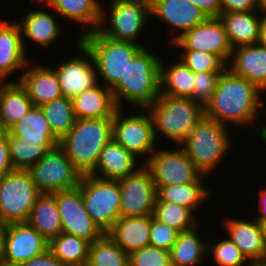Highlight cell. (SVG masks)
Here are the masks:
<instances>
[{
    "label": "cell",
    "instance_id": "cell-16",
    "mask_svg": "<svg viewBox=\"0 0 266 266\" xmlns=\"http://www.w3.org/2000/svg\"><path fill=\"white\" fill-rule=\"evenodd\" d=\"M76 46L79 54L52 66L58 77L62 96L68 98H73L99 83L91 53L79 40Z\"/></svg>",
    "mask_w": 266,
    "mask_h": 266
},
{
    "label": "cell",
    "instance_id": "cell-42",
    "mask_svg": "<svg viewBox=\"0 0 266 266\" xmlns=\"http://www.w3.org/2000/svg\"><path fill=\"white\" fill-rule=\"evenodd\" d=\"M129 266H171L170 251L151 245L128 254Z\"/></svg>",
    "mask_w": 266,
    "mask_h": 266
},
{
    "label": "cell",
    "instance_id": "cell-29",
    "mask_svg": "<svg viewBox=\"0 0 266 266\" xmlns=\"http://www.w3.org/2000/svg\"><path fill=\"white\" fill-rule=\"evenodd\" d=\"M160 61V94L193 100L195 73L179 58L167 64Z\"/></svg>",
    "mask_w": 266,
    "mask_h": 266
},
{
    "label": "cell",
    "instance_id": "cell-22",
    "mask_svg": "<svg viewBox=\"0 0 266 266\" xmlns=\"http://www.w3.org/2000/svg\"><path fill=\"white\" fill-rule=\"evenodd\" d=\"M39 6L50 7L57 16L68 19L67 22H76L77 24H86L81 31L83 36L89 32L98 30L102 17V1L100 0H36ZM42 3V4H41ZM46 5V6H45ZM88 25V27H87Z\"/></svg>",
    "mask_w": 266,
    "mask_h": 266
},
{
    "label": "cell",
    "instance_id": "cell-31",
    "mask_svg": "<svg viewBox=\"0 0 266 266\" xmlns=\"http://www.w3.org/2000/svg\"><path fill=\"white\" fill-rule=\"evenodd\" d=\"M27 223L47 241L62 233V223L54 194L41 193L32 207Z\"/></svg>",
    "mask_w": 266,
    "mask_h": 266
},
{
    "label": "cell",
    "instance_id": "cell-26",
    "mask_svg": "<svg viewBox=\"0 0 266 266\" xmlns=\"http://www.w3.org/2000/svg\"><path fill=\"white\" fill-rule=\"evenodd\" d=\"M150 228L151 215L120 217L107 234L129 254L149 245Z\"/></svg>",
    "mask_w": 266,
    "mask_h": 266
},
{
    "label": "cell",
    "instance_id": "cell-33",
    "mask_svg": "<svg viewBox=\"0 0 266 266\" xmlns=\"http://www.w3.org/2000/svg\"><path fill=\"white\" fill-rule=\"evenodd\" d=\"M199 227L179 233L170 250L171 266H200L207 255V241L199 235ZM198 231V232H197Z\"/></svg>",
    "mask_w": 266,
    "mask_h": 266
},
{
    "label": "cell",
    "instance_id": "cell-53",
    "mask_svg": "<svg viewBox=\"0 0 266 266\" xmlns=\"http://www.w3.org/2000/svg\"><path fill=\"white\" fill-rule=\"evenodd\" d=\"M5 223L0 219V251H1V245H2V240H3V232L5 228Z\"/></svg>",
    "mask_w": 266,
    "mask_h": 266
},
{
    "label": "cell",
    "instance_id": "cell-47",
    "mask_svg": "<svg viewBox=\"0 0 266 266\" xmlns=\"http://www.w3.org/2000/svg\"><path fill=\"white\" fill-rule=\"evenodd\" d=\"M20 266H67L55 257L48 249Z\"/></svg>",
    "mask_w": 266,
    "mask_h": 266
},
{
    "label": "cell",
    "instance_id": "cell-4",
    "mask_svg": "<svg viewBox=\"0 0 266 266\" xmlns=\"http://www.w3.org/2000/svg\"><path fill=\"white\" fill-rule=\"evenodd\" d=\"M145 109L151 116L156 140L162 136L174 146H180L205 116V107L194 100L161 94Z\"/></svg>",
    "mask_w": 266,
    "mask_h": 266
},
{
    "label": "cell",
    "instance_id": "cell-50",
    "mask_svg": "<svg viewBox=\"0 0 266 266\" xmlns=\"http://www.w3.org/2000/svg\"><path fill=\"white\" fill-rule=\"evenodd\" d=\"M257 44L266 48V16L262 17L260 23L259 38Z\"/></svg>",
    "mask_w": 266,
    "mask_h": 266
},
{
    "label": "cell",
    "instance_id": "cell-41",
    "mask_svg": "<svg viewBox=\"0 0 266 266\" xmlns=\"http://www.w3.org/2000/svg\"><path fill=\"white\" fill-rule=\"evenodd\" d=\"M177 57L194 73L223 72L227 68L218 55L206 51H181Z\"/></svg>",
    "mask_w": 266,
    "mask_h": 266
},
{
    "label": "cell",
    "instance_id": "cell-54",
    "mask_svg": "<svg viewBox=\"0 0 266 266\" xmlns=\"http://www.w3.org/2000/svg\"><path fill=\"white\" fill-rule=\"evenodd\" d=\"M9 83L2 75H0V93L2 89Z\"/></svg>",
    "mask_w": 266,
    "mask_h": 266
},
{
    "label": "cell",
    "instance_id": "cell-10",
    "mask_svg": "<svg viewBox=\"0 0 266 266\" xmlns=\"http://www.w3.org/2000/svg\"><path fill=\"white\" fill-rule=\"evenodd\" d=\"M40 194L27 170L13 169L0 177V219L5 224L27 222Z\"/></svg>",
    "mask_w": 266,
    "mask_h": 266
},
{
    "label": "cell",
    "instance_id": "cell-8",
    "mask_svg": "<svg viewBox=\"0 0 266 266\" xmlns=\"http://www.w3.org/2000/svg\"><path fill=\"white\" fill-rule=\"evenodd\" d=\"M135 109L136 113H129V116L122 112L125 108L116 109L113 115L112 139L144 164L155 148L157 149L158 141L147 109L141 108V111H139L140 108ZM141 157L142 160H140Z\"/></svg>",
    "mask_w": 266,
    "mask_h": 266
},
{
    "label": "cell",
    "instance_id": "cell-15",
    "mask_svg": "<svg viewBox=\"0 0 266 266\" xmlns=\"http://www.w3.org/2000/svg\"><path fill=\"white\" fill-rule=\"evenodd\" d=\"M53 194L61 218L63 233L85 238L91 243L105 234L85 209L79 186Z\"/></svg>",
    "mask_w": 266,
    "mask_h": 266
},
{
    "label": "cell",
    "instance_id": "cell-45",
    "mask_svg": "<svg viewBox=\"0 0 266 266\" xmlns=\"http://www.w3.org/2000/svg\"><path fill=\"white\" fill-rule=\"evenodd\" d=\"M258 10V0H221V12H249Z\"/></svg>",
    "mask_w": 266,
    "mask_h": 266
},
{
    "label": "cell",
    "instance_id": "cell-11",
    "mask_svg": "<svg viewBox=\"0 0 266 266\" xmlns=\"http://www.w3.org/2000/svg\"><path fill=\"white\" fill-rule=\"evenodd\" d=\"M27 171L39 192L48 194L78 187L82 177L60 145L51 148Z\"/></svg>",
    "mask_w": 266,
    "mask_h": 266
},
{
    "label": "cell",
    "instance_id": "cell-3",
    "mask_svg": "<svg viewBox=\"0 0 266 266\" xmlns=\"http://www.w3.org/2000/svg\"><path fill=\"white\" fill-rule=\"evenodd\" d=\"M112 136L113 118L76 119L59 145L74 167L82 175H88L95 170L101 151Z\"/></svg>",
    "mask_w": 266,
    "mask_h": 266
},
{
    "label": "cell",
    "instance_id": "cell-19",
    "mask_svg": "<svg viewBox=\"0 0 266 266\" xmlns=\"http://www.w3.org/2000/svg\"><path fill=\"white\" fill-rule=\"evenodd\" d=\"M223 218L225 235L240 249L248 262H262L266 251V239L260 224L251 218Z\"/></svg>",
    "mask_w": 266,
    "mask_h": 266
},
{
    "label": "cell",
    "instance_id": "cell-27",
    "mask_svg": "<svg viewBox=\"0 0 266 266\" xmlns=\"http://www.w3.org/2000/svg\"><path fill=\"white\" fill-rule=\"evenodd\" d=\"M76 119L113 118L117 106L112 91L99 83L72 98Z\"/></svg>",
    "mask_w": 266,
    "mask_h": 266
},
{
    "label": "cell",
    "instance_id": "cell-40",
    "mask_svg": "<svg viewBox=\"0 0 266 266\" xmlns=\"http://www.w3.org/2000/svg\"><path fill=\"white\" fill-rule=\"evenodd\" d=\"M207 255L214 259L216 266H245L248 263L240 249L225 235L215 244L207 241Z\"/></svg>",
    "mask_w": 266,
    "mask_h": 266
},
{
    "label": "cell",
    "instance_id": "cell-14",
    "mask_svg": "<svg viewBox=\"0 0 266 266\" xmlns=\"http://www.w3.org/2000/svg\"><path fill=\"white\" fill-rule=\"evenodd\" d=\"M117 181L121 189V217L153 215L157 188L149 169L144 164L132 174Z\"/></svg>",
    "mask_w": 266,
    "mask_h": 266
},
{
    "label": "cell",
    "instance_id": "cell-30",
    "mask_svg": "<svg viewBox=\"0 0 266 266\" xmlns=\"http://www.w3.org/2000/svg\"><path fill=\"white\" fill-rule=\"evenodd\" d=\"M34 106L19 82L9 81L0 93V130L8 131Z\"/></svg>",
    "mask_w": 266,
    "mask_h": 266
},
{
    "label": "cell",
    "instance_id": "cell-51",
    "mask_svg": "<svg viewBox=\"0 0 266 266\" xmlns=\"http://www.w3.org/2000/svg\"><path fill=\"white\" fill-rule=\"evenodd\" d=\"M265 102H263L262 106L260 107L259 110V117H261V114H265L266 115V109L263 107ZM265 109V110H264ZM260 129H255L254 131L257 132V134L260 135L262 142L266 145V125H262L261 127H259Z\"/></svg>",
    "mask_w": 266,
    "mask_h": 266
},
{
    "label": "cell",
    "instance_id": "cell-18",
    "mask_svg": "<svg viewBox=\"0 0 266 266\" xmlns=\"http://www.w3.org/2000/svg\"><path fill=\"white\" fill-rule=\"evenodd\" d=\"M150 18H159L168 24L171 45L186 31L205 21L208 16L189 0H149ZM178 31V32H177Z\"/></svg>",
    "mask_w": 266,
    "mask_h": 266
},
{
    "label": "cell",
    "instance_id": "cell-39",
    "mask_svg": "<svg viewBox=\"0 0 266 266\" xmlns=\"http://www.w3.org/2000/svg\"><path fill=\"white\" fill-rule=\"evenodd\" d=\"M86 266H129L128 253L105 233L90 244Z\"/></svg>",
    "mask_w": 266,
    "mask_h": 266
},
{
    "label": "cell",
    "instance_id": "cell-13",
    "mask_svg": "<svg viewBox=\"0 0 266 266\" xmlns=\"http://www.w3.org/2000/svg\"><path fill=\"white\" fill-rule=\"evenodd\" d=\"M47 241L27 222L5 225L0 251V261L8 266H20L48 250Z\"/></svg>",
    "mask_w": 266,
    "mask_h": 266
},
{
    "label": "cell",
    "instance_id": "cell-20",
    "mask_svg": "<svg viewBox=\"0 0 266 266\" xmlns=\"http://www.w3.org/2000/svg\"><path fill=\"white\" fill-rule=\"evenodd\" d=\"M29 64H32L31 61L26 65V70L15 78V82L26 90L34 106H42L62 96L58 77L50 65L40 63L32 67Z\"/></svg>",
    "mask_w": 266,
    "mask_h": 266
},
{
    "label": "cell",
    "instance_id": "cell-48",
    "mask_svg": "<svg viewBox=\"0 0 266 266\" xmlns=\"http://www.w3.org/2000/svg\"><path fill=\"white\" fill-rule=\"evenodd\" d=\"M206 13L208 17H218L221 14V0H189Z\"/></svg>",
    "mask_w": 266,
    "mask_h": 266
},
{
    "label": "cell",
    "instance_id": "cell-32",
    "mask_svg": "<svg viewBox=\"0 0 266 266\" xmlns=\"http://www.w3.org/2000/svg\"><path fill=\"white\" fill-rule=\"evenodd\" d=\"M60 140H24L8 131L9 157L13 169L28 170Z\"/></svg>",
    "mask_w": 266,
    "mask_h": 266
},
{
    "label": "cell",
    "instance_id": "cell-35",
    "mask_svg": "<svg viewBox=\"0 0 266 266\" xmlns=\"http://www.w3.org/2000/svg\"><path fill=\"white\" fill-rule=\"evenodd\" d=\"M90 244L85 238L62 232L49 241L48 249L67 266H86Z\"/></svg>",
    "mask_w": 266,
    "mask_h": 266
},
{
    "label": "cell",
    "instance_id": "cell-37",
    "mask_svg": "<svg viewBox=\"0 0 266 266\" xmlns=\"http://www.w3.org/2000/svg\"><path fill=\"white\" fill-rule=\"evenodd\" d=\"M40 107L53 134L61 140L74 126L76 121L72 98L60 96Z\"/></svg>",
    "mask_w": 266,
    "mask_h": 266
},
{
    "label": "cell",
    "instance_id": "cell-21",
    "mask_svg": "<svg viewBox=\"0 0 266 266\" xmlns=\"http://www.w3.org/2000/svg\"><path fill=\"white\" fill-rule=\"evenodd\" d=\"M21 17L23 18L21 23L18 22V25L21 30L23 45L27 52L26 39L29 40L28 42H32L43 49H48L63 33L62 25H59L55 11L47 12V9L44 10L42 8L31 9Z\"/></svg>",
    "mask_w": 266,
    "mask_h": 266
},
{
    "label": "cell",
    "instance_id": "cell-36",
    "mask_svg": "<svg viewBox=\"0 0 266 266\" xmlns=\"http://www.w3.org/2000/svg\"><path fill=\"white\" fill-rule=\"evenodd\" d=\"M13 136L24 140H59L52 132L40 106H33L9 130Z\"/></svg>",
    "mask_w": 266,
    "mask_h": 266
},
{
    "label": "cell",
    "instance_id": "cell-38",
    "mask_svg": "<svg viewBox=\"0 0 266 266\" xmlns=\"http://www.w3.org/2000/svg\"><path fill=\"white\" fill-rule=\"evenodd\" d=\"M195 214L197 212L177 203L156 201L153 216L181 233L198 227L200 220Z\"/></svg>",
    "mask_w": 266,
    "mask_h": 266
},
{
    "label": "cell",
    "instance_id": "cell-6",
    "mask_svg": "<svg viewBox=\"0 0 266 266\" xmlns=\"http://www.w3.org/2000/svg\"><path fill=\"white\" fill-rule=\"evenodd\" d=\"M78 40L91 53L98 80L110 89L124 75L128 62L146 47L143 44L113 40L99 30L80 36Z\"/></svg>",
    "mask_w": 266,
    "mask_h": 266
},
{
    "label": "cell",
    "instance_id": "cell-7",
    "mask_svg": "<svg viewBox=\"0 0 266 266\" xmlns=\"http://www.w3.org/2000/svg\"><path fill=\"white\" fill-rule=\"evenodd\" d=\"M109 2L108 9L102 5V17L98 30L113 40L139 44L137 43L138 37H141L144 28L147 29L145 24L151 17L149 0H113Z\"/></svg>",
    "mask_w": 266,
    "mask_h": 266
},
{
    "label": "cell",
    "instance_id": "cell-23",
    "mask_svg": "<svg viewBox=\"0 0 266 266\" xmlns=\"http://www.w3.org/2000/svg\"><path fill=\"white\" fill-rule=\"evenodd\" d=\"M227 68L266 92V48L259 44L234 48Z\"/></svg>",
    "mask_w": 266,
    "mask_h": 266
},
{
    "label": "cell",
    "instance_id": "cell-55",
    "mask_svg": "<svg viewBox=\"0 0 266 266\" xmlns=\"http://www.w3.org/2000/svg\"><path fill=\"white\" fill-rule=\"evenodd\" d=\"M245 266H266V262H248Z\"/></svg>",
    "mask_w": 266,
    "mask_h": 266
},
{
    "label": "cell",
    "instance_id": "cell-49",
    "mask_svg": "<svg viewBox=\"0 0 266 266\" xmlns=\"http://www.w3.org/2000/svg\"><path fill=\"white\" fill-rule=\"evenodd\" d=\"M259 194V211L258 215L254 217V219L260 224L262 221L266 220V188H261L258 192Z\"/></svg>",
    "mask_w": 266,
    "mask_h": 266
},
{
    "label": "cell",
    "instance_id": "cell-25",
    "mask_svg": "<svg viewBox=\"0 0 266 266\" xmlns=\"http://www.w3.org/2000/svg\"><path fill=\"white\" fill-rule=\"evenodd\" d=\"M139 163L134 155L112 139L102 149L91 175L106 180H119L141 167L143 163Z\"/></svg>",
    "mask_w": 266,
    "mask_h": 266
},
{
    "label": "cell",
    "instance_id": "cell-28",
    "mask_svg": "<svg viewBox=\"0 0 266 266\" xmlns=\"http://www.w3.org/2000/svg\"><path fill=\"white\" fill-rule=\"evenodd\" d=\"M260 12H221L218 16L224 25L231 46L234 48L257 44L259 38Z\"/></svg>",
    "mask_w": 266,
    "mask_h": 266
},
{
    "label": "cell",
    "instance_id": "cell-57",
    "mask_svg": "<svg viewBox=\"0 0 266 266\" xmlns=\"http://www.w3.org/2000/svg\"><path fill=\"white\" fill-rule=\"evenodd\" d=\"M264 261L266 262V251H265V255H264Z\"/></svg>",
    "mask_w": 266,
    "mask_h": 266
},
{
    "label": "cell",
    "instance_id": "cell-17",
    "mask_svg": "<svg viewBox=\"0 0 266 266\" xmlns=\"http://www.w3.org/2000/svg\"><path fill=\"white\" fill-rule=\"evenodd\" d=\"M172 45L182 51H206L218 55L228 64L233 47L219 17H208L201 24L186 31Z\"/></svg>",
    "mask_w": 266,
    "mask_h": 266
},
{
    "label": "cell",
    "instance_id": "cell-34",
    "mask_svg": "<svg viewBox=\"0 0 266 266\" xmlns=\"http://www.w3.org/2000/svg\"><path fill=\"white\" fill-rule=\"evenodd\" d=\"M204 183V184H203ZM206 182H193L188 184H174L167 186H156L157 200L170 203H177L191 209L193 212L199 211V207L210 197L211 188L205 186Z\"/></svg>",
    "mask_w": 266,
    "mask_h": 266
},
{
    "label": "cell",
    "instance_id": "cell-46",
    "mask_svg": "<svg viewBox=\"0 0 266 266\" xmlns=\"http://www.w3.org/2000/svg\"><path fill=\"white\" fill-rule=\"evenodd\" d=\"M13 170L9 157L8 131H0V177Z\"/></svg>",
    "mask_w": 266,
    "mask_h": 266
},
{
    "label": "cell",
    "instance_id": "cell-9",
    "mask_svg": "<svg viewBox=\"0 0 266 266\" xmlns=\"http://www.w3.org/2000/svg\"><path fill=\"white\" fill-rule=\"evenodd\" d=\"M79 187L85 209L101 230L107 233L121 217V189L118 181L88 174L82 175Z\"/></svg>",
    "mask_w": 266,
    "mask_h": 266
},
{
    "label": "cell",
    "instance_id": "cell-43",
    "mask_svg": "<svg viewBox=\"0 0 266 266\" xmlns=\"http://www.w3.org/2000/svg\"><path fill=\"white\" fill-rule=\"evenodd\" d=\"M221 73L222 72L195 73V83L193 87V100L195 102L205 107L211 101Z\"/></svg>",
    "mask_w": 266,
    "mask_h": 266
},
{
    "label": "cell",
    "instance_id": "cell-44",
    "mask_svg": "<svg viewBox=\"0 0 266 266\" xmlns=\"http://www.w3.org/2000/svg\"><path fill=\"white\" fill-rule=\"evenodd\" d=\"M179 231L169 225L160 222L151 215L149 245L170 251L175 244Z\"/></svg>",
    "mask_w": 266,
    "mask_h": 266
},
{
    "label": "cell",
    "instance_id": "cell-5",
    "mask_svg": "<svg viewBox=\"0 0 266 266\" xmlns=\"http://www.w3.org/2000/svg\"><path fill=\"white\" fill-rule=\"evenodd\" d=\"M228 132V127L204 116L180 145L198 170L208 178L234 148Z\"/></svg>",
    "mask_w": 266,
    "mask_h": 266
},
{
    "label": "cell",
    "instance_id": "cell-52",
    "mask_svg": "<svg viewBox=\"0 0 266 266\" xmlns=\"http://www.w3.org/2000/svg\"><path fill=\"white\" fill-rule=\"evenodd\" d=\"M258 11L262 16H266V0H258Z\"/></svg>",
    "mask_w": 266,
    "mask_h": 266
},
{
    "label": "cell",
    "instance_id": "cell-1",
    "mask_svg": "<svg viewBox=\"0 0 266 266\" xmlns=\"http://www.w3.org/2000/svg\"><path fill=\"white\" fill-rule=\"evenodd\" d=\"M264 94L257 85L226 68L218 79L211 101L205 106V116L226 127L228 124L239 128L256 126Z\"/></svg>",
    "mask_w": 266,
    "mask_h": 266
},
{
    "label": "cell",
    "instance_id": "cell-56",
    "mask_svg": "<svg viewBox=\"0 0 266 266\" xmlns=\"http://www.w3.org/2000/svg\"><path fill=\"white\" fill-rule=\"evenodd\" d=\"M260 226H261L262 232L264 233V236H265V239H266V220L262 221L260 223Z\"/></svg>",
    "mask_w": 266,
    "mask_h": 266
},
{
    "label": "cell",
    "instance_id": "cell-12",
    "mask_svg": "<svg viewBox=\"0 0 266 266\" xmlns=\"http://www.w3.org/2000/svg\"><path fill=\"white\" fill-rule=\"evenodd\" d=\"M144 165L149 169L156 186L205 182L206 179L178 145L174 150H155Z\"/></svg>",
    "mask_w": 266,
    "mask_h": 266
},
{
    "label": "cell",
    "instance_id": "cell-2",
    "mask_svg": "<svg viewBox=\"0 0 266 266\" xmlns=\"http://www.w3.org/2000/svg\"><path fill=\"white\" fill-rule=\"evenodd\" d=\"M157 54V55H156ZM161 57L144 47L130 62L124 75L111 88L117 108L124 102L134 108H146L160 95Z\"/></svg>",
    "mask_w": 266,
    "mask_h": 266
},
{
    "label": "cell",
    "instance_id": "cell-24",
    "mask_svg": "<svg viewBox=\"0 0 266 266\" xmlns=\"http://www.w3.org/2000/svg\"><path fill=\"white\" fill-rule=\"evenodd\" d=\"M18 22L0 20V75L6 80L13 73L25 69L31 61L26 55ZM13 72V73H12Z\"/></svg>",
    "mask_w": 266,
    "mask_h": 266
}]
</instances>
